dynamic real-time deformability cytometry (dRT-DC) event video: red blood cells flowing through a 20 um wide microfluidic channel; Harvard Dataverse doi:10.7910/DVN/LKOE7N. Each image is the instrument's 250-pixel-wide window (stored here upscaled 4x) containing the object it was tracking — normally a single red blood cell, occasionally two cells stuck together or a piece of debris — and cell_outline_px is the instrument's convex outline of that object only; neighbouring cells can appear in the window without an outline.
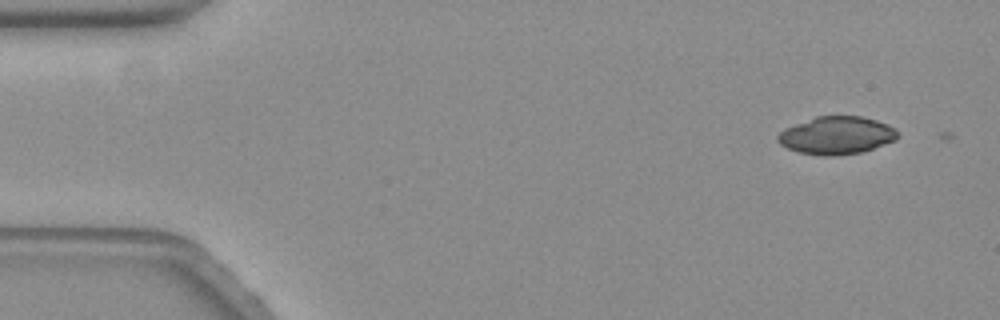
{"species": "common noctule bat (a hibernating species)", "species_latin": "Nyctalus noctula", "temperature_condition": "warm", "stored_images_in_passage": 10, "camera_frame_rate_fps": 3000, "um_per_image_px": 0.085, "animal": {"sex": "female", "body_mass_g": 19.3, "forearm_length_mm": 54.1}, "frame": {"image": 1, "passage_image": 1, "time_ms": 0.0, "image_size_px": [1000, 320], "cell_outline_px": [[900, 136], [896, 140], [860, 152], [832, 156], [824, 156], [800, 152], [788, 148], [780, 144], [776, 140], [776, 136], [784, 128], [816, 116], [860, 116], [876, 120], [888, 124]], "centroid_in_image_um": [71.08, 11.5], "position_along_channel_um": 13.9, "area_um2": 26.18}}